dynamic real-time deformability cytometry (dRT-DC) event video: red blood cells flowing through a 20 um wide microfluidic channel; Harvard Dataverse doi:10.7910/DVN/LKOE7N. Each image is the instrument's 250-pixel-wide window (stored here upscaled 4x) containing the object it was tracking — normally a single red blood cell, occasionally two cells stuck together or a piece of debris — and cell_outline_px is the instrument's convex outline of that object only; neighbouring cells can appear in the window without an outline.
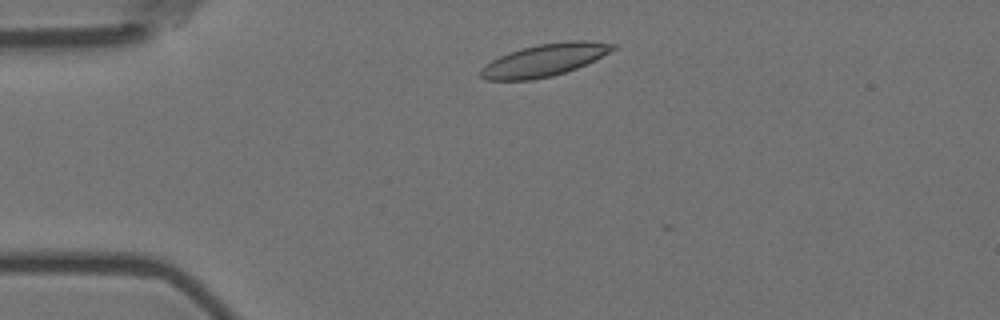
{"species": "Egyptian fruit bat (a non-hibernating species)", "species_latin": "Rousettus aegyptiacus", "temperature_condition": "room temperature", "stored_images_in_passage": 3, "camera_frame_rate_fps": 3000, "um_per_image_px": 0.085, "animal": {"sex": "female"}, "frame": {"image": 1, "passage_image": 1, "time_ms": 0.0, "image_size_px": [1000, 320], "cell_outline_px": [[616, 48], [576, 68], [552, 76], [532, 80], [484, 80], [480, 76], [480, 68], [492, 60], [508, 52], [536, 44], [568, 40], [588, 40], [616, 44]], "centroid_in_image_um": [46.23, 5.1], "position_along_channel_um": 38.8, "area_um2": 24.8}}